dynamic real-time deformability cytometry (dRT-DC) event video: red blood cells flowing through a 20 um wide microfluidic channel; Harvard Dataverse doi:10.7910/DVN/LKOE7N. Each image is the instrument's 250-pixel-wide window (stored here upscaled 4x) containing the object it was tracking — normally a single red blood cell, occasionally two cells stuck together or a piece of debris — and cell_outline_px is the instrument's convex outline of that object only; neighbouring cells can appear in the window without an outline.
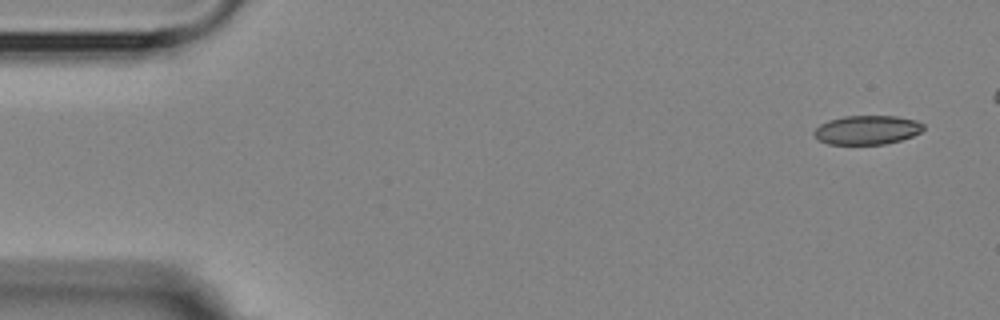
{"species": "Egyptian fruit bat (a non-hibernating species)", "species_latin": "Rousettus aegyptiacus", "temperature_condition": "room temperature", "stored_images_in_passage": 5, "camera_frame_rate_fps": 3000, "um_per_image_px": 0.085, "animal": {"sex": "female"}, "frame": {"image": 1, "passage_image": 1, "time_ms": 0.0, "image_size_px": [1000, 320], "cell_outline_px": [[924, 128], [920, 132], [912, 136], [900, 140], [884, 144], [828, 144], [820, 140], [812, 132], [820, 124], [828, 120], [844, 116], [896, 116], [916, 120], [924, 124]], "centroid_in_image_um": [73.7, 11.04], "position_along_channel_um": 11.3, "area_um2": 18.44}}